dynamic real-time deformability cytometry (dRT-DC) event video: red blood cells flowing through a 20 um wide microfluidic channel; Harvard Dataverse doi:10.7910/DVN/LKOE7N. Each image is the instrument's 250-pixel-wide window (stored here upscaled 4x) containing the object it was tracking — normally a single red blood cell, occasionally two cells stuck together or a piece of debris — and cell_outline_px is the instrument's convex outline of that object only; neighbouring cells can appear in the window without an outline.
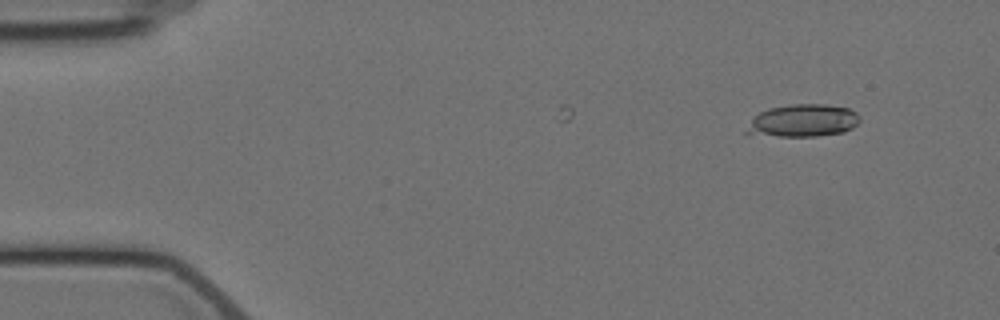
{"species": "Egyptian fruit bat (a non-hibernating species)", "species_latin": "Rousettus aegyptiacus", "temperature_condition": "cold", "stored_images_in_passage": 2, "camera_frame_rate_fps": 3000, "um_per_image_px": 0.085, "animal": {"sex": "female"}, "frame": {"image": 1, "passage_image": 1, "time_ms": 0.0, "image_size_px": [1000, 320], "cell_outline_px": [[860, 120], [852, 128], [844, 132], [816, 136], [780, 136], [744, 132], [752, 120], [760, 112], [768, 108], [792, 104], [824, 104], [848, 108], [856, 112], [860, 116]], "centroid_in_image_um": [68.3, 10.24], "position_along_channel_um": 16.7, "area_um2": 21.21}}